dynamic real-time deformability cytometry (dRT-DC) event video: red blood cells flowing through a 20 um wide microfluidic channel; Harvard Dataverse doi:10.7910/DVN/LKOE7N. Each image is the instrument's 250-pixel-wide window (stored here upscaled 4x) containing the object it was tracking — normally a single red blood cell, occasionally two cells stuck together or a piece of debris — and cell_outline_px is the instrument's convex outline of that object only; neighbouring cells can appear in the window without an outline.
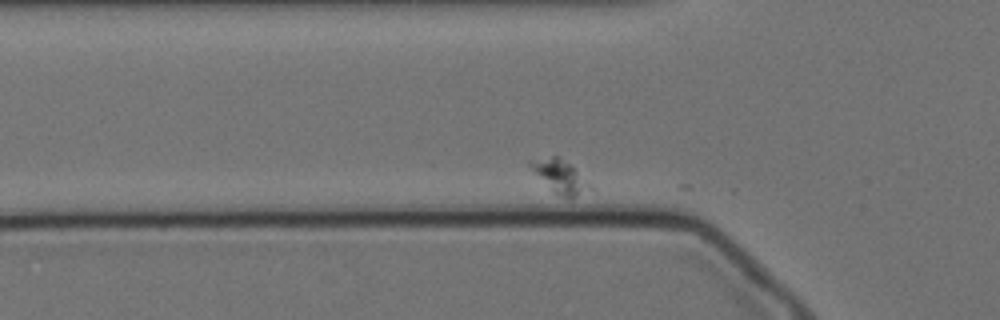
{"species": "Egyptian fruit bat (a non-hibernating species)", "species_latin": "Rousettus aegyptiacus", "temperature_condition": "cold", "stored_images_in_passage": 8, "camera_frame_rate_fps": 3000, "um_per_image_px": 0.085, "animal": {"sex": "female"}, "frame": {"image": 1, "passage_image": 3, "time_ms": 0.667, "image_size_px": [1000, 320], "cell_outline_px": [[592, 188], [572, 200], [568, 200], [552, 192], [528, 164], [528, 160], [552, 156], [560, 156], [592, 184]], "centroid_in_image_um": [47.63, 15.04], "position_along_channel_um": 78.2, "area_um2": 11.62}}
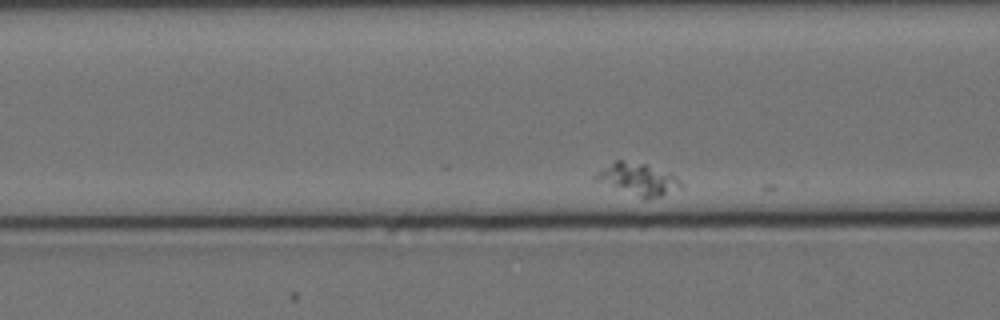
{"frame": {"image": 2, "passage_image": 7, "time_ms": 2.0, "image_size_px": [1000, 320], "cell_outline_px": [[684, 184], [680, 188], [660, 196], [648, 200], [640, 200], [592, 180], [592, 176], [596, 172], [616, 160], [624, 160], [644, 164], [672, 172]], "centroid_in_image_um": [54.2, 15.27], "position_along_channel_um": 112.4, "area_um2": 16.65}}